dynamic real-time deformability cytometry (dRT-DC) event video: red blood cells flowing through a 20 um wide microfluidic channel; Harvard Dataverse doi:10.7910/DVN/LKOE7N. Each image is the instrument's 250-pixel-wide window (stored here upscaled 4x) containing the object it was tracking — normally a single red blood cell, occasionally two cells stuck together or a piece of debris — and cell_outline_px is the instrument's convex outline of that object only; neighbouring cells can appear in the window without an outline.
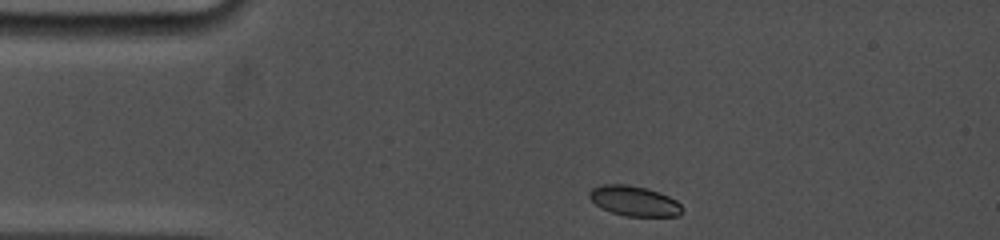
{"species": "common noctule bat (a hibernating species)", "species_latin": "Nyctalus noctula", "temperature_condition": "cold", "stored_images_in_passage": 30, "camera_frame_rate_fps": 5000, "um_per_image_px": 0.085, "animal": {"sex": "female", "body_mass_g": 19.0, "forearm_length_mm": 53.3}, "frame": {"image": 1, "passage_image": 1, "time_ms": 0.0, "image_size_px": [1000, 240], "cell_outline_px": [[680, 216], [624, 216], [612, 212], [596, 204], [588, 196], [588, 192], [592, 188], [600, 184], [628, 184], [644, 188], [668, 196], [676, 200], [680, 204]], "centroid_in_image_um": [53.86, 17.07], "position_along_channel_um": 31.1, "area_um2": 16.01}}
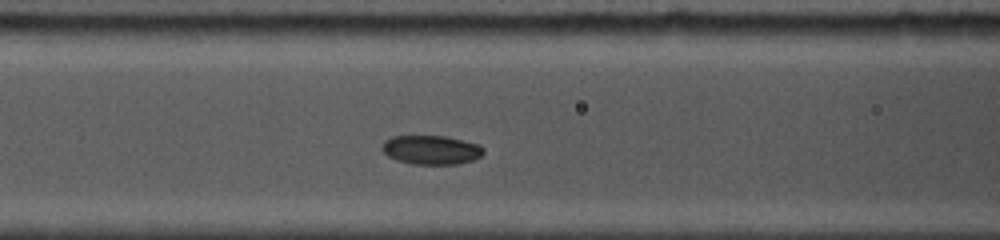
{"frame": {"image": 2, "passage_image": 13, "time_ms": 3.8, "image_size_px": [1000, 240], "cell_outline_px": [[484, 152], [480, 156], [472, 160], [456, 164], [412, 164], [396, 160], [388, 156], [380, 148], [384, 140], [392, 136], [448, 136], [480, 144], [484, 148]], "centroid_in_image_um": [36.64, 12.73], "position_along_channel_um": 130.0, "area_um2": 17.34}}
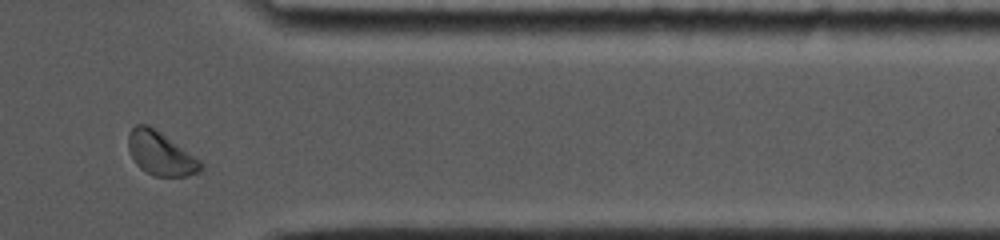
{"frame": {"image": 3, "passage_image": 26, "time_ms": 11.0, "image_size_px": [1000, 240], "cell_outline_px": [[204, 168], [200, 172], [188, 176], [152, 176], [144, 172], [136, 164], [128, 148], [128, 136], [132, 128], [136, 124], [148, 124], [160, 132], [200, 160], [204, 164]], "centroid_in_image_um": [13.65, 13.07], "position_along_channel_um": 397.7, "area_um2": 18.38}, "authors_computed_cell_mechanics": {"area_um2": 17.629, "velocity_mm_per_s": 3.7537, "shape_relaxation_time_tau1_ms": 2.726, "shape_relaxation_time_tau2_ms": null, "deformation_change_tau1": 0.0721, "deformation_change_tau2": null}}